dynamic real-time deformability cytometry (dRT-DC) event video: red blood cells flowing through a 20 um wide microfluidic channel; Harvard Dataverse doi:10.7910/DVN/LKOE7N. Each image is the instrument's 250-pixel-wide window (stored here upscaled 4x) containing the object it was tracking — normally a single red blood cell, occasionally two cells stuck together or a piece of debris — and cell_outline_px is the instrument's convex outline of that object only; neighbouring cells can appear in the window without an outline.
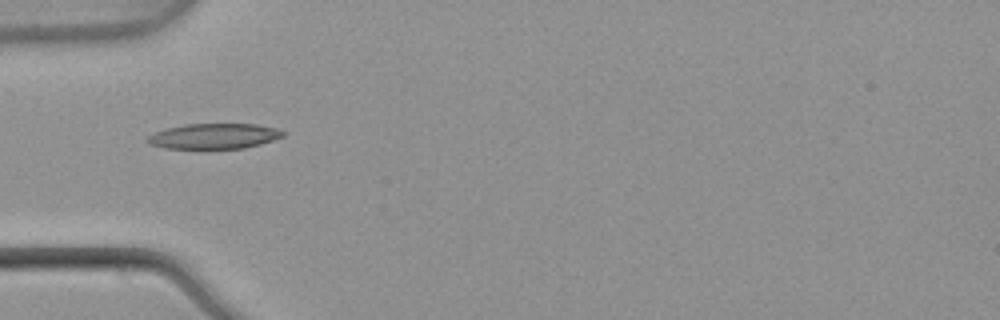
{"species": "common noctule bat (a hibernating species)", "species_latin": "Nyctalus noctula", "temperature_condition": "warm", "stored_images_in_passage": 5, "camera_frame_rate_fps": 3000, "um_per_image_px": 0.085, "animal": {"sex": "male", "body_mass_g": 21.5, "forearm_length_mm": 52.0}, "frame": {"image": 1, "passage_image": 3, "time_ms": 0.667, "image_size_px": [1000, 320], "cell_outline_px": [[284, 136], [260, 144], [244, 148], [164, 148], [152, 144], [144, 140], [148, 136], [156, 132], [168, 128], [184, 124], [256, 124], [276, 128], [284, 132]], "centroid_in_image_um": [18.2, 11.57], "position_along_channel_um": 66.8, "area_um2": 19.77}}
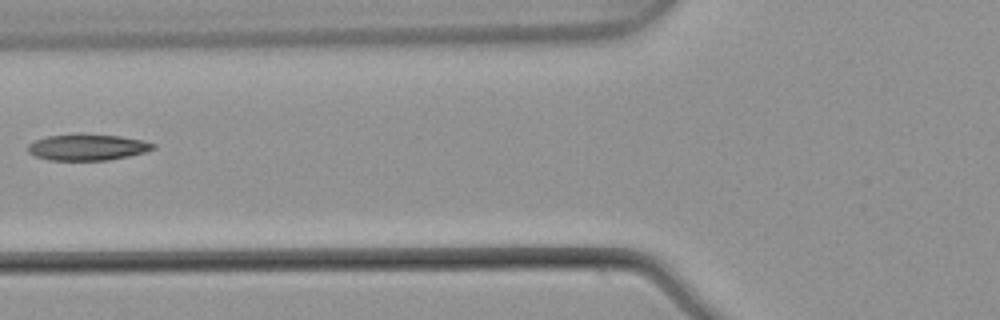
{"frame": {"image": 2, "passage_image": 4, "time_ms": 1.0, "image_size_px": [1000, 320], "cell_outline_px": [[156, 148], [144, 152], [128, 156], [108, 160], [48, 160], [36, 156], [28, 152], [28, 144], [36, 140], [48, 136], [76, 132], [80, 132], [120, 136], [144, 140], [156, 144]], "centroid_in_image_um": [7.44, 12.49], "position_along_channel_um": 118.4, "area_um2": 19.54}}
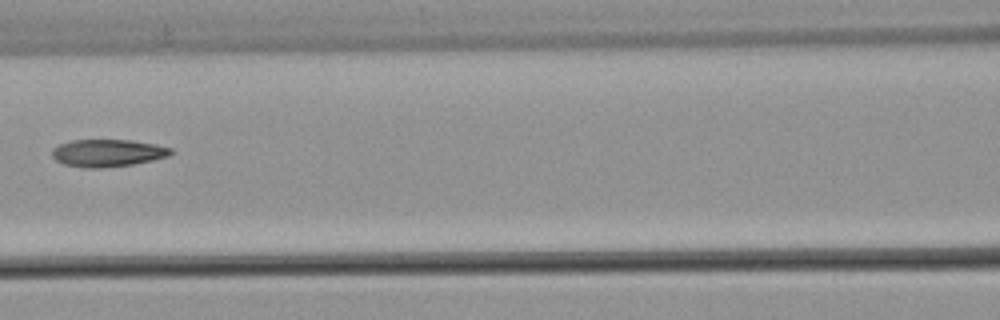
{"frame": {"image": 3, "passage_image": 5, "time_ms": 1.333, "image_size_px": [1000, 320], "cell_outline_px": [[172, 152], [168, 156], [152, 160], [132, 164], [100, 168], [84, 168], [64, 164], [56, 160], [52, 156], [52, 148], [60, 144], [72, 140], [132, 140], [156, 144], [172, 148]], "centroid_in_image_um": [9.14, 13.0], "position_along_channel_um": 157.5, "area_um2": 18.9}}